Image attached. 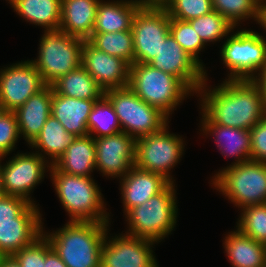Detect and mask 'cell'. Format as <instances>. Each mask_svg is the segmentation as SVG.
Masks as SVG:
<instances>
[{"instance_id":"cell-24","label":"cell","mask_w":266,"mask_h":267,"mask_svg":"<svg viewBox=\"0 0 266 267\" xmlns=\"http://www.w3.org/2000/svg\"><path fill=\"white\" fill-rule=\"evenodd\" d=\"M96 144L93 136H78L53 165L58 171L70 175L91 177L95 169Z\"/></svg>"},{"instance_id":"cell-27","label":"cell","mask_w":266,"mask_h":267,"mask_svg":"<svg viewBox=\"0 0 266 267\" xmlns=\"http://www.w3.org/2000/svg\"><path fill=\"white\" fill-rule=\"evenodd\" d=\"M17 14L47 30H58L61 20V0H9Z\"/></svg>"},{"instance_id":"cell-8","label":"cell","mask_w":266,"mask_h":267,"mask_svg":"<svg viewBox=\"0 0 266 267\" xmlns=\"http://www.w3.org/2000/svg\"><path fill=\"white\" fill-rule=\"evenodd\" d=\"M104 96L112 104L122 132L134 137L156 133L168 123V117L138 97L128 86L110 89Z\"/></svg>"},{"instance_id":"cell-33","label":"cell","mask_w":266,"mask_h":267,"mask_svg":"<svg viewBox=\"0 0 266 267\" xmlns=\"http://www.w3.org/2000/svg\"><path fill=\"white\" fill-rule=\"evenodd\" d=\"M204 43L218 41L234 30V26L215 10L188 21Z\"/></svg>"},{"instance_id":"cell-20","label":"cell","mask_w":266,"mask_h":267,"mask_svg":"<svg viewBox=\"0 0 266 267\" xmlns=\"http://www.w3.org/2000/svg\"><path fill=\"white\" fill-rule=\"evenodd\" d=\"M52 97V85H46L14 111L19 133L23 135L29 145L40 134L41 129L51 115Z\"/></svg>"},{"instance_id":"cell-1","label":"cell","mask_w":266,"mask_h":267,"mask_svg":"<svg viewBox=\"0 0 266 267\" xmlns=\"http://www.w3.org/2000/svg\"><path fill=\"white\" fill-rule=\"evenodd\" d=\"M206 85L196 93L203 94L202 113L211 123L251 130L266 115L261 88L254 80L227 79L208 92Z\"/></svg>"},{"instance_id":"cell-31","label":"cell","mask_w":266,"mask_h":267,"mask_svg":"<svg viewBox=\"0 0 266 267\" xmlns=\"http://www.w3.org/2000/svg\"><path fill=\"white\" fill-rule=\"evenodd\" d=\"M264 0H212L213 10L222 15L234 27L242 19L253 18L261 23Z\"/></svg>"},{"instance_id":"cell-22","label":"cell","mask_w":266,"mask_h":267,"mask_svg":"<svg viewBox=\"0 0 266 267\" xmlns=\"http://www.w3.org/2000/svg\"><path fill=\"white\" fill-rule=\"evenodd\" d=\"M100 0H61L59 29L71 36L88 40L93 33Z\"/></svg>"},{"instance_id":"cell-29","label":"cell","mask_w":266,"mask_h":267,"mask_svg":"<svg viewBox=\"0 0 266 267\" xmlns=\"http://www.w3.org/2000/svg\"><path fill=\"white\" fill-rule=\"evenodd\" d=\"M75 139V136L68 133L62 124L52 115H50L41 129L40 134L30 144L33 148L45 152L50 156L52 162L50 166L54 165L55 162L65 153L67 147Z\"/></svg>"},{"instance_id":"cell-37","label":"cell","mask_w":266,"mask_h":267,"mask_svg":"<svg viewBox=\"0 0 266 267\" xmlns=\"http://www.w3.org/2000/svg\"><path fill=\"white\" fill-rule=\"evenodd\" d=\"M51 248L50 242L42 234L32 244L17 251L13 257L21 267H45V256Z\"/></svg>"},{"instance_id":"cell-47","label":"cell","mask_w":266,"mask_h":267,"mask_svg":"<svg viewBox=\"0 0 266 267\" xmlns=\"http://www.w3.org/2000/svg\"><path fill=\"white\" fill-rule=\"evenodd\" d=\"M8 256L2 251L0 250V267L2 266L4 260L7 258Z\"/></svg>"},{"instance_id":"cell-45","label":"cell","mask_w":266,"mask_h":267,"mask_svg":"<svg viewBox=\"0 0 266 267\" xmlns=\"http://www.w3.org/2000/svg\"><path fill=\"white\" fill-rule=\"evenodd\" d=\"M260 24L266 30V1H265V3L263 1L261 23Z\"/></svg>"},{"instance_id":"cell-13","label":"cell","mask_w":266,"mask_h":267,"mask_svg":"<svg viewBox=\"0 0 266 267\" xmlns=\"http://www.w3.org/2000/svg\"><path fill=\"white\" fill-rule=\"evenodd\" d=\"M22 153L6 162L2 169L3 190L5 195H15L34 203L30 199L32 189L44 178L47 160L41 153ZM47 161V162H45Z\"/></svg>"},{"instance_id":"cell-41","label":"cell","mask_w":266,"mask_h":267,"mask_svg":"<svg viewBox=\"0 0 266 267\" xmlns=\"http://www.w3.org/2000/svg\"><path fill=\"white\" fill-rule=\"evenodd\" d=\"M45 267H67L58 254L51 248L45 256Z\"/></svg>"},{"instance_id":"cell-30","label":"cell","mask_w":266,"mask_h":267,"mask_svg":"<svg viewBox=\"0 0 266 267\" xmlns=\"http://www.w3.org/2000/svg\"><path fill=\"white\" fill-rule=\"evenodd\" d=\"M88 41L97 49L134 64V43L131 30L112 33H92Z\"/></svg>"},{"instance_id":"cell-15","label":"cell","mask_w":266,"mask_h":267,"mask_svg":"<svg viewBox=\"0 0 266 267\" xmlns=\"http://www.w3.org/2000/svg\"><path fill=\"white\" fill-rule=\"evenodd\" d=\"M95 169L122 179L135 165L136 139L124 132L94 138Z\"/></svg>"},{"instance_id":"cell-46","label":"cell","mask_w":266,"mask_h":267,"mask_svg":"<svg viewBox=\"0 0 266 267\" xmlns=\"http://www.w3.org/2000/svg\"><path fill=\"white\" fill-rule=\"evenodd\" d=\"M2 159L0 158V161ZM1 163V162H0ZM5 195L4 190H3V181H2V169H1V164H0V197Z\"/></svg>"},{"instance_id":"cell-43","label":"cell","mask_w":266,"mask_h":267,"mask_svg":"<svg viewBox=\"0 0 266 267\" xmlns=\"http://www.w3.org/2000/svg\"><path fill=\"white\" fill-rule=\"evenodd\" d=\"M259 77V78H258ZM254 81L260 86L266 108V66L256 75Z\"/></svg>"},{"instance_id":"cell-6","label":"cell","mask_w":266,"mask_h":267,"mask_svg":"<svg viewBox=\"0 0 266 267\" xmlns=\"http://www.w3.org/2000/svg\"><path fill=\"white\" fill-rule=\"evenodd\" d=\"M219 192L241 209L249 205L266 204V163L247 161L229 165L214 175Z\"/></svg>"},{"instance_id":"cell-38","label":"cell","mask_w":266,"mask_h":267,"mask_svg":"<svg viewBox=\"0 0 266 267\" xmlns=\"http://www.w3.org/2000/svg\"><path fill=\"white\" fill-rule=\"evenodd\" d=\"M19 137L16 115L6 111L0 118V158L6 157L15 148Z\"/></svg>"},{"instance_id":"cell-40","label":"cell","mask_w":266,"mask_h":267,"mask_svg":"<svg viewBox=\"0 0 266 267\" xmlns=\"http://www.w3.org/2000/svg\"><path fill=\"white\" fill-rule=\"evenodd\" d=\"M251 160L266 163V115L250 130Z\"/></svg>"},{"instance_id":"cell-14","label":"cell","mask_w":266,"mask_h":267,"mask_svg":"<svg viewBox=\"0 0 266 267\" xmlns=\"http://www.w3.org/2000/svg\"><path fill=\"white\" fill-rule=\"evenodd\" d=\"M108 236L101 247L100 267H157L151 246L155 241L130 235ZM151 245V246H150Z\"/></svg>"},{"instance_id":"cell-16","label":"cell","mask_w":266,"mask_h":267,"mask_svg":"<svg viewBox=\"0 0 266 267\" xmlns=\"http://www.w3.org/2000/svg\"><path fill=\"white\" fill-rule=\"evenodd\" d=\"M149 64L178 77L193 93L207 80L204 67L186 53L171 34L162 42L158 55Z\"/></svg>"},{"instance_id":"cell-21","label":"cell","mask_w":266,"mask_h":267,"mask_svg":"<svg viewBox=\"0 0 266 267\" xmlns=\"http://www.w3.org/2000/svg\"><path fill=\"white\" fill-rule=\"evenodd\" d=\"M100 99H77L57 94L53 90L51 115L54 116L68 133L75 137L86 136L88 118L96 101Z\"/></svg>"},{"instance_id":"cell-18","label":"cell","mask_w":266,"mask_h":267,"mask_svg":"<svg viewBox=\"0 0 266 267\" xmlns=\"http://www.w3.org/2000/svg\"><path fill=\"white\" fill-rule=\"evenodd\" d=\"M37 208L31 203L15 222L0 223V250L7 256H13L43 234L42 218Z\"/></svg>"},{"instance_id":"cell-11","label":"cell","mask_w":266,"mask_h":267,"mask_svg":"<svg viewBox=\"0 0 266 267\" xmlns=\"http://www.w3.org/2000/svg\"><path fill=\"white\" fill-rule=\"evenodd\" d=\"M169 28L170 16L165 8L140 7L133 18L131 28L134 63H150L170 34Z\"/></svg>"},{"instance_id":"cell-2","label":"cell","mask_w":266,"mask_h":267,"mask_svg":"<svg viewBox=\"0 0 266 267\" xmlns=\"http://www.w3.org/2000/svg\"><path fill=\"white\" fill-rule=\"evenodd\" d=\"M108 224L69 221L55 233H42L67 267H100Z\"/></svg>"},{"instance_id":"cell-25","label":"cell","mask_w":266,"mask_h":267,"mask_svg":"<svg viewBox=\"0 0 266 267\" xmlns=\"http://www.w3.org/2000/svg\"><path fill=\"white\" fill-rule=\"evenodd\" d=\"M224 248L232 267H264L266 244L243 234L238 228L227 235Z\"/></svg>"},{"instance_id":"cell-23","label":"cell","mask_w":266,"mask_h":267,"mask_svg":"<svg viewBox=\"0 0 266 267\" xmlns=\"http://www.w3.org/2000/svg\"><path fill=\"white\" fill-rule=\"evenodd\" d=\"M202 117L203 132H206V134L209 132L210 135L212 134V136H216L215 141L217 147L221 151V154L226 157H236V162L231 165L251 160L250 130L214 124L211 123L204 115H202Z\"/></svg>"},{"instance_id":"cell-19","label":"cell","mask_w":266,"mask_h":267,"mask_svg":"<svg viewBox=\"0 0 266 267\" xmlns=\"http://www.w3.org/2000/svg\"><path fill=\"white\" fill-rule=\"evenodd\" d=\"M120 180L124 212L143 204L170 183L162 174L142 170L135 165Z\"/></svg>"},{"instance_id":"cell-17","label":"cell","mask_w":266,"mask_h":267,"mask_svg":"<svg viewBox=\"0 0 266 267\" xmlns=\"http://www.w3.org/2000/svg\"><path fill=\"white\" fill-rule=\"evenodd\" d=\"M81 65L104 90L125 88L129 85L130 65L123 59L111 56L84 40Z\"/></svg>"},{"instance_id":"cell-28","label":"cell","mask_w":266,"mask_h":267,"mask_svg":"<svg viewBox=\"0 0 266 267\" xmlns=\"http://www.w3.org/2000/svg\"><path fill=\"white\" fill-rule=\"evenodd\" d=\"M52 88L57 94L77 99H101L104 96V90L82 65L61 76Z\"/></svg>"},{"instance_id":"cell-32","label":"cell","mask_w":266,"mask_h":267,"mask_svg":"<svg viewBox=\"0 0 266 267\" xmlns=\"http://www.w3.org/2000/svg\"><path fill=\"white\" fill-rule=\"evenodd\" d=\"M89 135L93 138L114 135L122 132L117 115L110 101L103 96L100 100L96 101L92 111L90 112L88 121Z\"/></svg>"},{"instance_id":"cell-44","label":"cell","mask_w":266,"mask_h":267,"mask_svg":"<svg viewBox=\"0 0 266 267\" xmlns=\"http://www.w3.org/2000/svg\"><path fill=\"white\" fill-rule=\"evenodd\" d=\"M1 267H21L13 256H8Z\"/></svg>"},{"instance_id":"cell-36","label":"cell","mask_w":266,"mask_h":267,"mask_svg":"<svg viewBox=\"0 0 266 267\" xmlns=\"http://www.w3.org/2000/svg\"><path fill=\"white\" fill-rule=\"evenodd\" d=\"M170 18L189 21L213 11L212 0H171L166 6Z\"/></svg>"},{"instance_id":"cell-26","label":"cell","mask_w":266,"mask_h":267,"mask_svg":"<svg viewBox=\"0 0 266 267\" xmlns=\"http://www.w3.org/2000/svg\"><path fill=\"white\" fill-rule=\"evenodd\" d=\"M140 5L133 0L102 2L98 4L93 33H112L131 30Z\"/></svg>"},{"instance_id":"cell-39","label":"cell","mask_w":266,"mask_h":267,"mask_svg":"<svg viewBox=\"0 0 266 267\" xmlns=\"http://www.w3.org/2000/svg\"><path fill=\"white\" fill-rule=\"evenodd\" d=\"M30 201L15 195H3L0 197V223L15 222L29 205Z\"/></svg>"},{"instance_id":"cell-35","label":"cell","mask_w":266,"mask_h":267,"mask_svg":"<svg viewBox=\"0 0 266 267\" xmlns=\"http://www.w3.org/2000/svg\"><path fill=\"white\" fill-rule=\"evenodd\" d=\"M169 33L186 53L193 57L202 67L204 66L199 61L198 54L205 47V43L188 21L170 18Z\"/></svg>"},{"instance_id":"cell-9","label":"cell","mask_w":266,"mask_h":267,"mask_svg":"<svg viewBox=\"0 0 266 267\" xmlns=\"http://www.w3.org/2000/svg\"><path fill=\"white\" fill-rule=\"evenodd\" d=\"M220 53L231 71L228 80H254V73L266 66V40L256 31H236L227 38Z\"/></svg>"},{"instance_id":"cell-42","label":"cell","mask_w":266,"mask_h":267,"mask_svg":"<svg viewBox=\"0 0 266 267\" xmlns=\"http://www.w3.org/2000/svg\"><path fill=\"white\" fill-rule=\"evenodd\" d=\"M142 8H166L171 0H135Z\"/></svg>"},{"instance_id":"cell-12","label":"cell","mask_w":266,"mask_h":267,"mask_svg":"<svg viewBox=\"0 0 266 267\" xmlns=\"http://www.w3.org/2000/svg\"><path fill=\"white\" fill-rule=\"evenodd\" d=\"M46 84L31 61L10 65L0 72V104L14 112Z\"/></svg>"},{"instance_id":"cell-48","label":"cell","mask_w":266,"mask_h":267,"mask_svg":"<svg viewBox=\"0 0 266 267\" xmlns=\"http://www.w3.org/2000/svg\"><path fill=\"white\" fill-rule=\"evenodd\" d=\"M6 112V110L4 109V107L0 104V118L1 116Z\"/></svg>"},{"instance_id":"cell-34","label":"cell","mask_w":266,"mask_h":267,"mask_svg":"<svg viewBox=\"0 0 266 267\" xmlns=\"http://www.w3.org/2000/svg\"><path fill=\"white\" fill-rule=\"evenodd\" d=\"M237 228L257 242L266 244V204L242 208Z\"/></svg>"},{"instance_id":"cell-10","label":"cell","mask_w":266,"mask_h":267,"mask_svg":"<svg viewBox=\"0 0 266 267\" xmlns=\"http://www.w3.org/2000/svg\"><path fill=\"white\" fill-rule=\"evenodd\" d=\"M168 124L156 133L136 139L135 166L139 169L162 174L170 182V169L182 157L183 139L166 131Z\"/></svg>"},{"instance_id":"cell-5","label":"cell","mask_w":266,"mask_h":267,"mask_svg":"<svg viewBox=\"0 0 266 267\" xmlns=\"http://www.w3.org/2000/svg\"><path fill=\"white\" fill-rule=\"evenodd\" d=\"M174 188V182H170L160 193L128 210L125 213L130 231L127 235L155 242L169 235L178 213Z\"/></svg>"},{"instance_id":"cell-4","label":"cell","mask_w":266,"mask_h":267,"mask_svg":"<svg viewBox=\"0 0 266 267\" xmlns=\"http://www.w3.org/2000/svg\"><path fill=\"white\" fill-rule=\"evenodd\" d=\"M128 87L144 102L169 117L170 112L192 91L178 78L149 63L130 66Z\"/></svg>"},{"instance_id":"cell-3","label":"cell","mask_w":266,"mask_h":267,"mask_svg":"<svg viewBox=\"0 0 266 267\" xmlns=\"http://www.w3.org/2000/svg\"><path fill=\"white\" fill-rule=\"evenodd\" d=\"M47 167L50 168L57 196L69 213L70 221L109 223L102 194L91 177L66 174L53 165Z\"/></svg>"},{"instance_id":"cell-7","label":"cell","mask_w":266,"mask_h":267,"mask_svg":"<svg viewBox=\"0 0 266 267\" xmlns=\"http://www.w3.org/2000/svg\"><path fill=\"white\" fill-rule=\"evenodd\" d=\"M40 39L39 56L30 60L46 85H52L61 76L81 65L84 40L62 30H44Z\"/></svg>"}]
</instances>
